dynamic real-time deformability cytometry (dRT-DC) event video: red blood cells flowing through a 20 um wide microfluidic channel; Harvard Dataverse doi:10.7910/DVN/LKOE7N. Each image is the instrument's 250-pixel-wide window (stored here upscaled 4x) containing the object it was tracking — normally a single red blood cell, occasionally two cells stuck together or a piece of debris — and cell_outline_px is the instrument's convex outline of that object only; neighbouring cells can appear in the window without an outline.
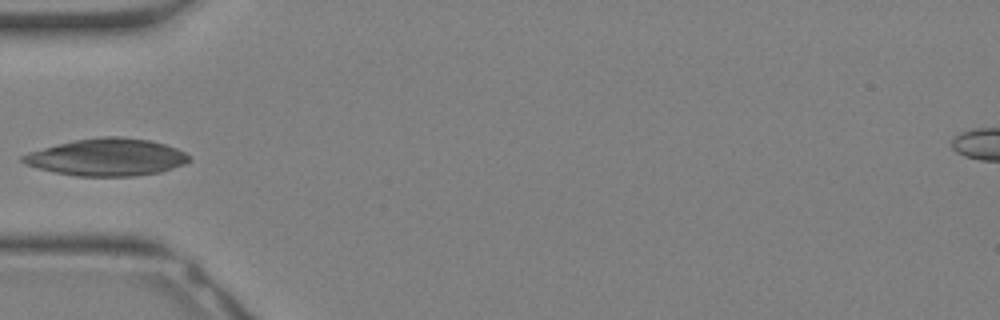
{"species": "Egyptian fruit bat (a non-hibernating species)", "species_latin": "Rousettus aegyptiacus", "temperature_condition": "warm", "stored_images_in_passage": 14, "camera_frame_rate_fps": 3000, "um_per_image_px": 0.085, "animal": {"sex": "female"}, "frame": {"image": 1, "passage_image": 7, "time_ms": 2.0, "image_size_px": [1000, 320], "cell_outline_px": [[192, 160], [184, 164], [160, 172], [136, 176], [76, 176], [56, 172], [24, 164], [20, 160], [20, 156], [28, 152], [76, 140], [100, 136], [120, 136], [148, 140], [164, 144], [176, 148], [184, 152]], "centroid_in_image_um": [9.09, 13.36], "position_along_channel_um": 75.9, "area_um2": 35.84}}
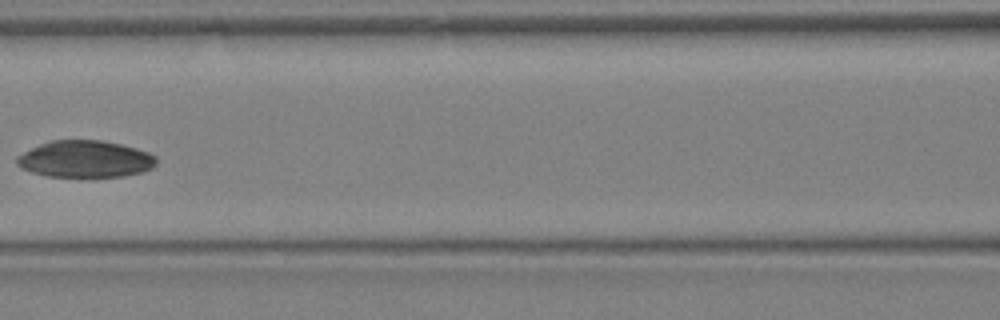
{"frame": {"image": 2, "passage_image": 11, "time_ms": 3.333, "image_size_px": [1000, 320], "cell_outline_px": [[156, 164], [152, 168], [140, 172], [124, 176], [48, 176], [32, 172], [20, 168], [16, 164], [16, 156], [40, 144], [52, 140], [100, 140], [120, 144], [136, 148], [148, 152], [156, 156]], "centroid_in_image_um": [7.23, 13.51], "position_along_channel_um": 159.4, "area_um2": 29.77}}
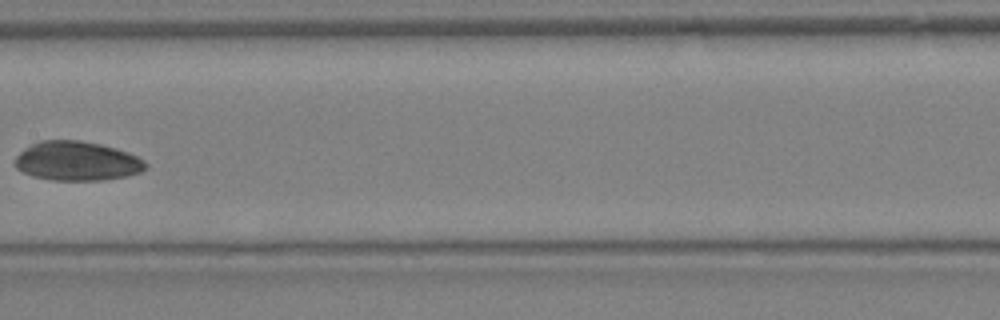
{"frame": {"image": 3, "passage_image": 13, "time_ms": 4.0, "image_size_px": [1000, 320], "cell_outline_px": [[148, 164], [140, 172], [124, 176], [104, 180], [52, 180], [32, 176], [16, 168], [12, 164], [16, 156], [24, 148], [40, 140], [80, 140], [100, 144], [116, 148], [128, 152], [144, 160]], "centroid_in_image_um": [6.5, 13.68], "position_along_channel_um": 200.9, "area_um2": 29.94}}